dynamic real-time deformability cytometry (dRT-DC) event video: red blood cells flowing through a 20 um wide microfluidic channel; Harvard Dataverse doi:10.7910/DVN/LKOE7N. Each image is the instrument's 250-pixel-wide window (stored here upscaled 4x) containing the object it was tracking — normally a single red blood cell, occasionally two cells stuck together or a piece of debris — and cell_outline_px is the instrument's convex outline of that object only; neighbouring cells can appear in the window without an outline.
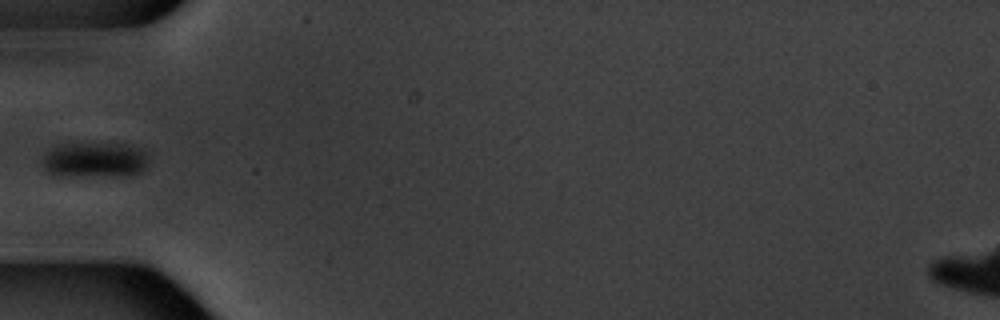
{"species": "common noctule bat (a hibernating species)", "species_latin": "Nyctalus noctula", "temperature_condition": "warm", "stored_images_in_passage": 5, "camera_frame_rate_fps": 3000, "um_per_image_px": 0.085, "animal": {"sex": "male", "body_mass_g": 20.1, "forearm_length_mm": 53.5}, "frame": {"image": 1, "passage_image": 5, "time_ms": 5.333, "image_size_px": [1000, 320], "cell_outline_px": [[148, 156], [144, 168], [140, 172], [128, 176], [52, 176], [44, 168], [44, 156], [56, 144], [128, 144], [140, 148]], "centroid_in_image_um": [8.05, 13.61], "position_along_channel_um": 77.0, "area_um2": 21.91}}